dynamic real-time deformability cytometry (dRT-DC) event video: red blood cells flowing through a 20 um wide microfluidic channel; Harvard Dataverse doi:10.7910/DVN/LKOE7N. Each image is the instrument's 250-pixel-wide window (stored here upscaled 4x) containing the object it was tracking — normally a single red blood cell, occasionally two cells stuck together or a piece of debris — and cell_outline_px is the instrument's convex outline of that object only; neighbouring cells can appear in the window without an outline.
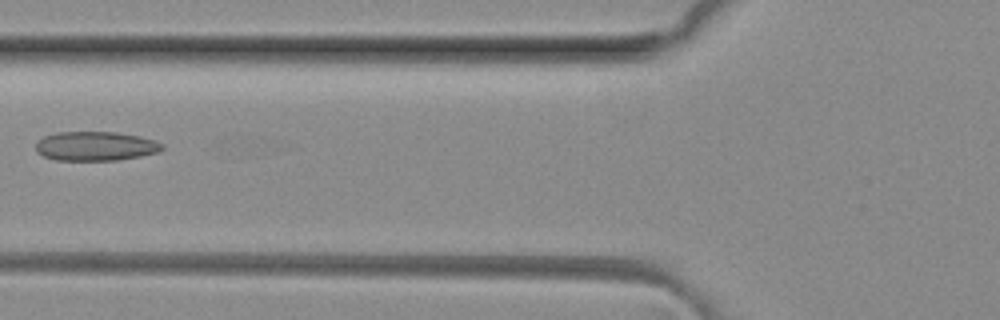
{"species": "common noctule bat (a hibernating species)", "species_latin": "Nyctalus noctula", "temperature_condition": "room temperature", "stored_images_in_passage": 5, "camera_frame_rate_fps": 3000, "um_per_image_px": 0.085, "animal": {"sex": "female", "body_mass_g": 29.2, "forearm_length_mm": 56.3}, "frame": {"image": 1, "passage_image": 5, "time_ms": 1.333, "image_size_px": [1000, 320], "cell_outline_px": [[164, 148], [156, 152], [140, 156], [116, 160], [56, 160], [44, 156], [36, 152], [36, 144], [44, 136], [56, 132], [116, 132], [140, 136], [156, 140], [164, 144]], "centroid_in_image_um": [8.13, 12.41], "position_along_channel_um": 117.7, "area_um2": 21.5}}